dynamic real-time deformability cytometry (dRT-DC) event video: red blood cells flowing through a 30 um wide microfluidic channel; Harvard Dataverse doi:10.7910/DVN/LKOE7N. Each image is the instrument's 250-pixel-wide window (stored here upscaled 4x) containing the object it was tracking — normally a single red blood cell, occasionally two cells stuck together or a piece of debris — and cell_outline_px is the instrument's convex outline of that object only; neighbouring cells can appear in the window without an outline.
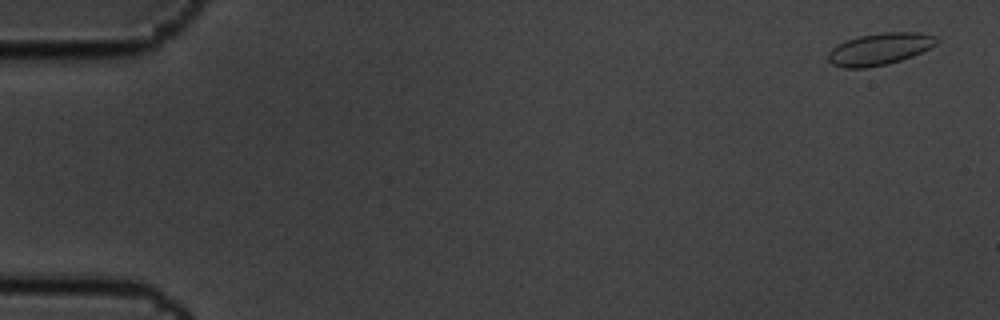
{"species": "common noctule bat (a hibernating species)", "species_latin": "Nyctalus noctula", "temperature_condition": "cold", "stored_images_in_passage": 15, "camera_frame_rate_fps": 3000, "um_per_image_px": 0.085, "animal": {"sex": "male", "body_mass_g": 19.5, "forearm_length_mm": 54.6}, "frame": {"image": 1, "passage_image": 1, "time_ms": 0.0, "image_size_px": [1000, 320], "cell_outline_px": [[940, 40], [936, 44], [912, 56], [888, 64], [868, 68], [844, 68], [832, 64], [828, 60], [828, 52], [832, 48], [848, 40], [860, 36], [880, 32], [920, 32], [936, 36]], "centroid_in_image_um": [74.78, 4.17], "position_along_channel_um": 10.2, "area_um2": 20.11}}